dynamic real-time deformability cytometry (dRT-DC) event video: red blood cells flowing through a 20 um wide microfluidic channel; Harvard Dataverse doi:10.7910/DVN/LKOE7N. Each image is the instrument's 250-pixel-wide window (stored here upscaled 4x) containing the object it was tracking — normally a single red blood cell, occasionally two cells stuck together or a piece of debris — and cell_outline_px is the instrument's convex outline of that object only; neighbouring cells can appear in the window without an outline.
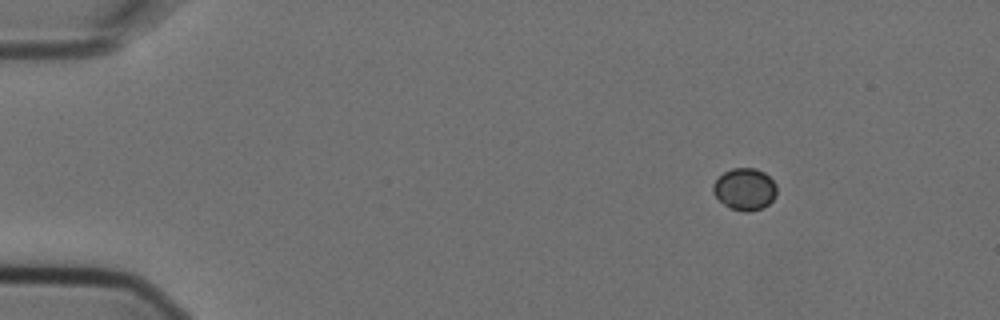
{"species": "Egyptian fruit bat (a non-hibernating species)", "species_latin": "Rousettus aegyptiacus", "temperature_condition": "cold", "stored_images_in_passage": 4, "camera_frame_rate_fps": 3000, "um_per_image_px": 0.085, "animal": {"sex": "female"}, "frame": {"image": 1, "passage_image": 1, "time_ms": 0.0, "image_size_px": [1000, 320], "cell_outline_px": [[776, 196], [768, 204], [760, 208], [748, 212], [744, 212], [732, 208], [724, 204], [712, 192], [712, 184], [724, 172], [732, 168], [756, 168], [764, 172], [776, 184]], "centroid_in_image_um": [63.3, 16.06], "position_along_channel_um": 21.7, "area_um2": 15.43}}